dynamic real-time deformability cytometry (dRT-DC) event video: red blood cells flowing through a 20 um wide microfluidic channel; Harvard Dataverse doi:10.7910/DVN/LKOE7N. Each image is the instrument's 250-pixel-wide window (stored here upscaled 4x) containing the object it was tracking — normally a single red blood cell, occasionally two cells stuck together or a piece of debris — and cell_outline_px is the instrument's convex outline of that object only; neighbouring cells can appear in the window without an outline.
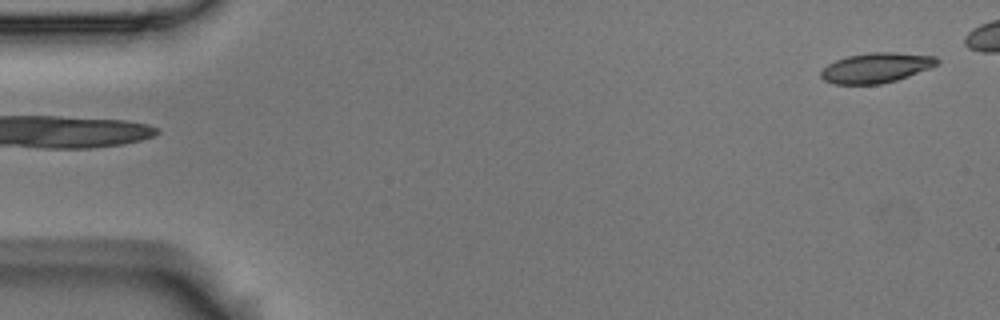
{"species": "Egyptian fruit bat (a non-hibernating species)", "species_latin": "Rousettus aegyptiacus", "temperature_condition": "room temperature", "stored_images_in_passage": 6, "segment_of_instrument_passage": [2, 2], "camera_frame_rate_fps": 3000, "um_per_image_px": 0.085, "animal": {"sex": "male"}, "frame": {"image": 1, "passage_image": 6, "time_ms": 1.667, "image_size_px": [1000, 320], "cell_outline_px": [[940, 60], [936, 64], [928, 68], [908, 76], [896, 80], [880, 84], [836, 84], [824, 80], [820, 76], [820, 72], [828, 64], [836, 60], [848, 56], [868, 52], [896, 52], [936, 56]], "centroid_in_image_um": [74.46, 5.75], "position_along_channel_um": 10.5, "area_um2": 20.17}}